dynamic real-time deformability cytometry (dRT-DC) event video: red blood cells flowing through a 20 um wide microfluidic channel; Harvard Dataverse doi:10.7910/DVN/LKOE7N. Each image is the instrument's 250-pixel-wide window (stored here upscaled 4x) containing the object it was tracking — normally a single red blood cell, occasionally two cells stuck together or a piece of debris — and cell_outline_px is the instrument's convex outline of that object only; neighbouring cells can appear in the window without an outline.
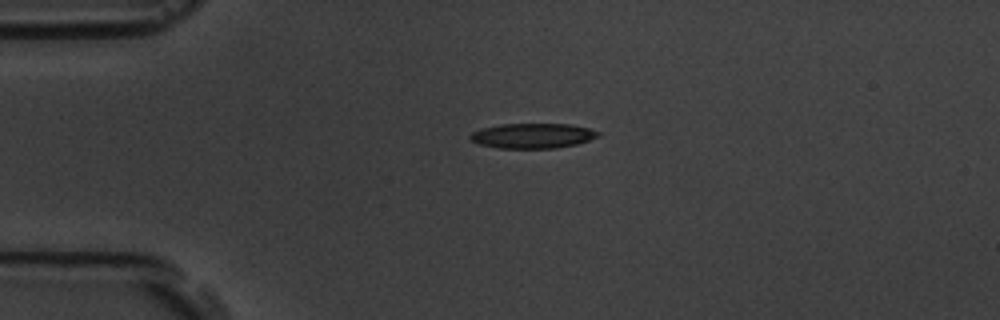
{"species": "common noctule bat (a hibernating species)", "species_latin": "Nyctalus noctula", "temperature_condition": "room temperature", "stored_images_in_passage": 2, "camera_frame_rate_fps": 3000, "um_per_image_px": 0.085, "animal": {"sex": "male", "body_mass_g": 19.5, "forearm_length_mm": 54.6}, "frame": {"image": 1, "passage_image": 1, "time_ms": 0.0, "image_size_px": [1000, 320], "cell_outline_px": [[600, 136], [576, 144], [556, 148], [496, 148], [476, 144], [468, 136], [472, 132], [480, 128], [500, 124], [568, 124], [588, 128], [600, 132]], "centroid_in_image_um": [45.22, 11.54], "position_along_channel_um": 39.8, "area_um2": 18.73}}